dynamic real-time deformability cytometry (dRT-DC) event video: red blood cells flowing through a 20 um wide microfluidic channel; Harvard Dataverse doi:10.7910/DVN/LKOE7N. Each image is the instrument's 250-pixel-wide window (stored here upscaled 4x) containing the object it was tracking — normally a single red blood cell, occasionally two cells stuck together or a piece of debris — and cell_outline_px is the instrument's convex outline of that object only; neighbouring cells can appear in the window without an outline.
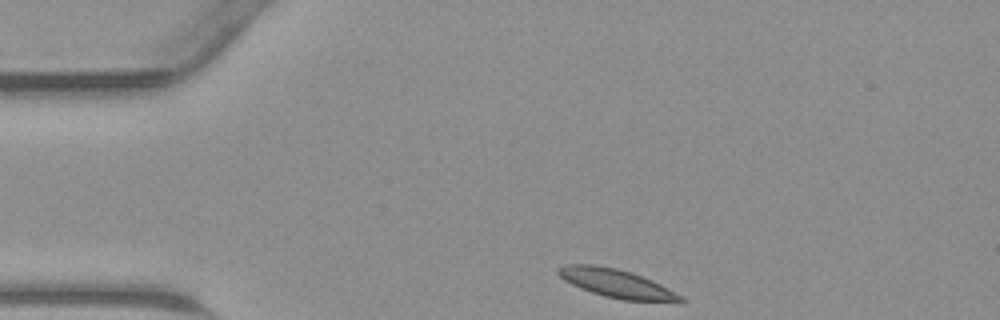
{"species": "common noctule bat (a hibernating species)", "species_latin": "Nyctalus noctula", "temperature_condition": "warm", "stored_images_in_passage": 29, "camera_frame_rate_fps": 3000, "um_per_image_px": 0.085, "animal": {"sex": "male", "body_mass_g": 23.1, "forearm_length_mm": 52.7}, "frame": {"image": 1, "passage_image": 1, "time_ms": 0.0, "image_size_px": [1000, 320], "cell_outline_px": [[688, 300], [680, 304], [624, 300], [604, 296], [580, 288], [564, 280], [556, 272], [556, 268], [564, 264], [592, 264], [616, 268], [632, 272], [652, 280], [684, 296]], "centroid_in_image_um": [52.51, 24.12], "position_along_channel_um": 32.5, "area_um2": 20.92}}
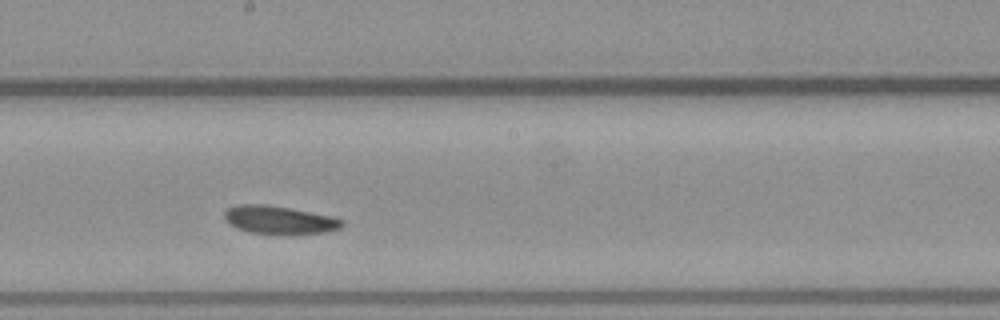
{"frame": {"image": 2, "passage_image": 17, "time_ms": 5.333, "image_size_px": [1000, 320], "cell_outline_px": [[344, 224], [340, 228], [324, 232], [292, 236], [284, 236], [252, 232], [236, 228], [228, 224], [224, 216], [224, 212], [228, 208], [236, 204], [264, 204], [288, 208], [332, 216], [344, 220]], "centroid_in_image_um": [23.74, 18.72], "position_along_channel_um": 224.5, "area_um2": 19.71}}
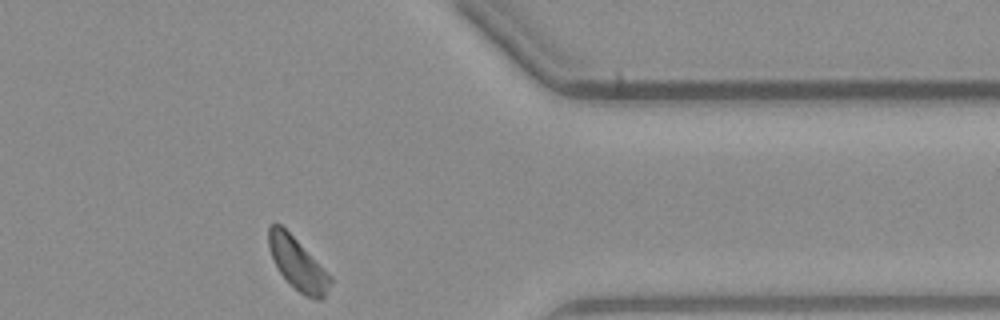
{"frame": {"image": 3, "passage_image": 29, "time_ms": 9.333, "image_size_px": [1000, 320], "cell_outline_px": [[332, 280], [324, 296], [320, 300], [316, 300], [304, 296], [280, 272], [268, 248], [268, 224], [272, 220], [280, 224], [332, 276]], "centroid_in_image_um": [25.28, 22.39], "position_along_channel_um": 386.1, "area_um2": 18.38}}